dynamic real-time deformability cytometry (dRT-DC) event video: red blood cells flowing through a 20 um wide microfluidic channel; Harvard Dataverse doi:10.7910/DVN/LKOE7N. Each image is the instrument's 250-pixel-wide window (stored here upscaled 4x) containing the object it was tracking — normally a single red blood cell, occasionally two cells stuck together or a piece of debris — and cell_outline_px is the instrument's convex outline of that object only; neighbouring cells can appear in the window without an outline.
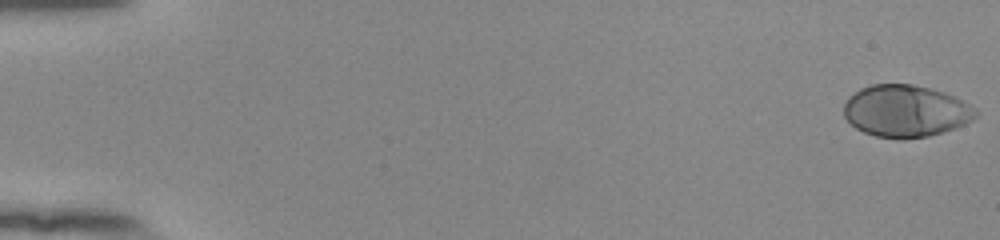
{"species": "human", "species_latin": "Homo sapiens", "temperature_condition": "room temperature", "stored_images_in_passage": 54, "camera_frame_rate_fps": 3000, "um_per_image_px": 0.085, "donor": {"sex": "female"}, "frame": {"image": 1, "passage_image": 1, "time_ms": 0.0, "image_size_px": [1000, 240], "cell_outline_px": [[980, 112], [972, 120], [956, 128], [928, 136], [900, 140], [876, 136], [864, 132], [856, 128], [844, 116], [844, 104], [848, 96], [860, 88], [872, 84], [912, 84], [944, 92], [976, 108]], "centroid_in_image_um": [76.97, 9.44], "position_along_channel_um": 8.0, "area_um2": 40.06}}
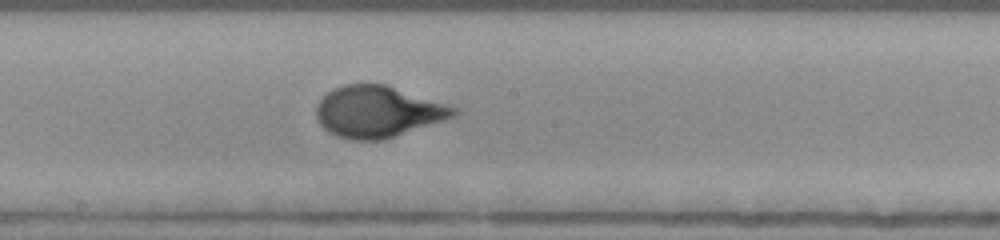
{"frame": {"image": 2, "passage_image": 31, "time_ms": 10.0, "image_size_px": [1000, 240], "cell_outline_px": [[460, 116], [384, 140], [352, 140], [336, 136], [328, 132], [320, 124], [316, 116], [316, 104], [332, 88], [344, 84], [384, 84], [456, 108], [460, 112]], "centroid_in_image_um": [32.12, 9.52], "position_along_channel_um": 216.1, "area_um2": 41.27}}
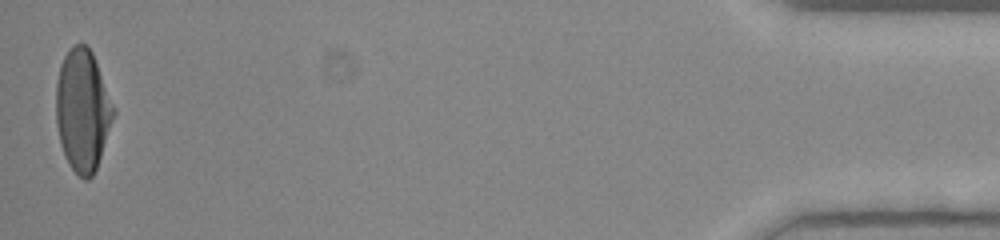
{"frame": {"image": 3, "passage_image": 54, "time_ms": 17.667, "image_size_px": [1000, 240], "cell_outline_px": [[116, 112], [96, 168], [92, 176], [88, 180], [84, 180], [68, 164], [64, 156], [60, 144], [56, 124], [56, 84], [60, 64], [68, 48], [72, 44], [84, 44], [92, 52], [116, 108]], "centroid_in_image_um": [7.02, 9.36], "position_along_channel_um": 428.2, "area_um2": 41.1}, "authors_computed_cell_mechanics": {"area_um2": 39.882, "velocity_mm_per_s": 3.8638, "shape_relaxation_time_tau1_ms": 4.1077, "shape_relaxation_time_tau2_ms": null, "deformation_change_tau1": 0.222, "deformation_change_tau2": null}}